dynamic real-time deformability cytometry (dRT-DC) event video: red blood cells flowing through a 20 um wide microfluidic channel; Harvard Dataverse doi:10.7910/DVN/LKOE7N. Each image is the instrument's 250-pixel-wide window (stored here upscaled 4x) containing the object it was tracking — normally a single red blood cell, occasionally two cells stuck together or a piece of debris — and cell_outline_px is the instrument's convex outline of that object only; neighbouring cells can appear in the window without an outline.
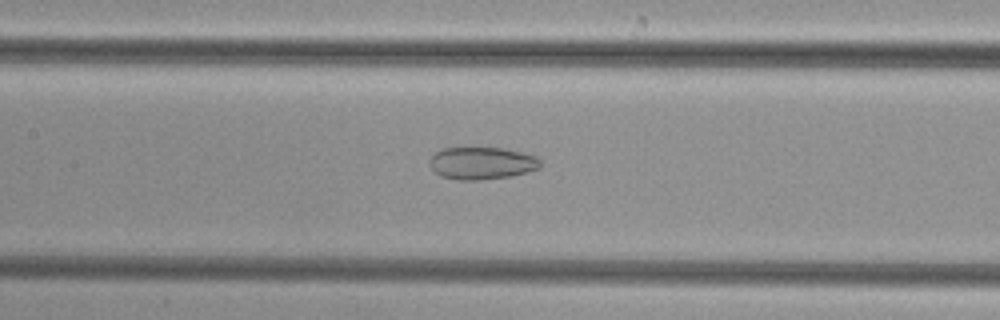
{"species": "common noctule bat (a hibernating species)", "species_latin": "Nyctalus noctula", "temperature_condition": "cold", "stored_images_in_passage": 34, "camera_frame_rate_fps": 3000, "um_per_image_px": 0.085, "animal": {"sex": "female", "body_mass_g": 29.2, "forearm_length_mm": 56.3}, "frame": {"image": 1, "passage_image": 23, "time_ms": 7.333, "image_size_px": [1000, 320], "cell_outline_px": [[540, 168], [512, 176], [480, 180], [456, 180], [440, 176], [432, 168], [428, 160], [436, 152], [444, 148], [504, 148], [536, 156], [540, 160]], "centroid_in_image_um": [40.95, 13.88], "position_along_channel_um": 166.5, "area_um2": 20.87}}
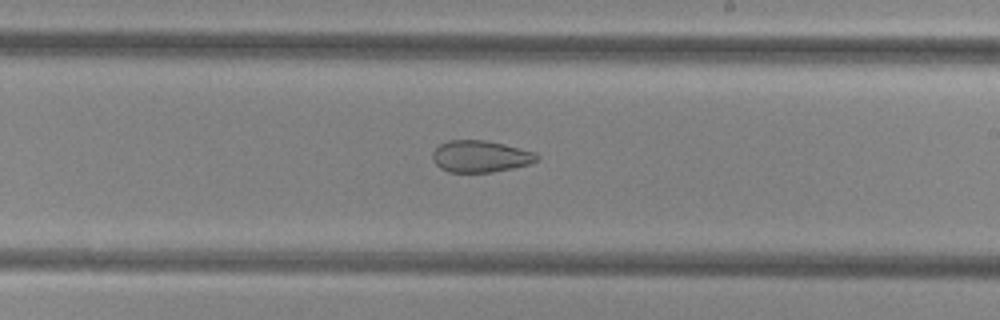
{"frame": {"image": 2, "passage_image": 29, "time_ms": 9.333, "image_size_px": [1000, 320], "cell_outline_px": [[540, 156], [536, 160], [528, 164], [512, 168], [492, 172], [448, 172], [440, 168], [432, 160], [432, 152], [440, 144], [448, 140], [484, 140], [504, 144], [536, 152]], "centroid_in_image_um": [40.81, 13.29], "position_along_channel_um": 248.2, "area_um2": 19.31}}
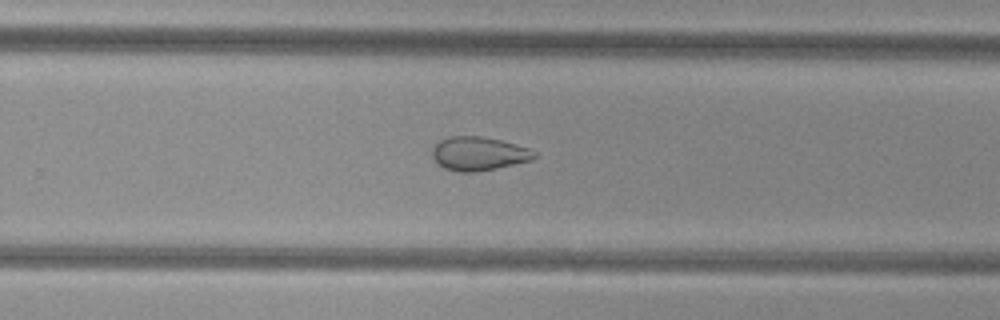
{"frame": {"image": 3, "passage_image": 32, "time_ms": 10.333, "image_size_px": [1000, 320], "cell_outline_px": [[536, 156], [532, 160], [496, 168], [476, 172], [460, 172], [444, 168], [432, 156], [432, 148], [440, 140], [448, 136], [480, 136], [500, 140], [528, 148], [536, 152]], "centroid_in_image_um": [40.68, 13.05], "position_along_channel_um": 289.1, "area_um2": 19.88}}